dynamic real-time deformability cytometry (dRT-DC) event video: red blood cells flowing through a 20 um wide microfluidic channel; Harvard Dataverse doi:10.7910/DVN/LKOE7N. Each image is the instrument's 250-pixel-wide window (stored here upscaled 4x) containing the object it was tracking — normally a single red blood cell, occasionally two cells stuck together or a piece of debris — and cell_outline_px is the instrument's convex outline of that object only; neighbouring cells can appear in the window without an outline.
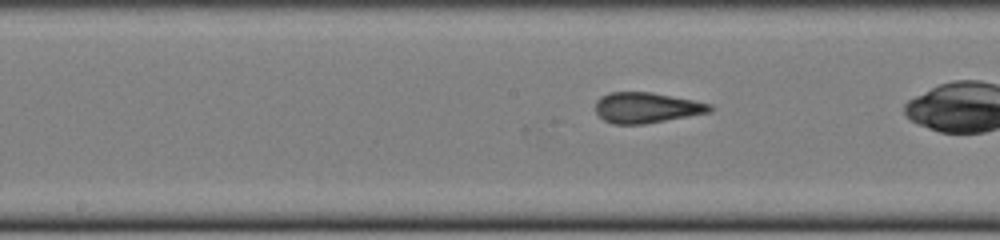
{"species": "common noctule bat (a hibernating species)", "species_latin": "Nyctalus noctula", "temperature_condition": "cold", "stored_images_in_passage": 31, "camera_frame_rate_fps": 3000, "um_per_image_px": 0.085, "animal": {"sex": "female", "body_mass_g": 22.0, "forearm_length_mm": 56.7}, "frame": {"image": 1, "passage_image": 16, "time_ms": 5.0, "image_size_px": [1000, 240], "cell_outline_px": [[712, 108], [708, 112], [644, 124], [612, 124], [604, 120], [596, 112], [596, 100], [600, 96], [608, 92], [652, 92], [712, 104]], "centroid_in_image_um": [54.89, 9.14], "position_along_channel_um": 193.3, "area_um2": 20.17}}
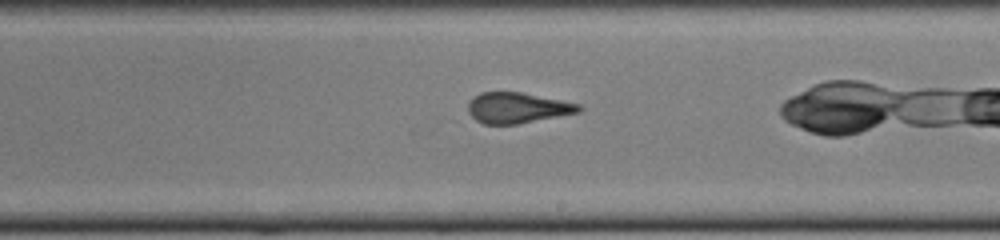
{"frame": {"image": 2, "passage_image": 20, "time_ms": 6.333, "image_size_px": [1000, 240], "cell_outline_px": [[584, 108], [580, 112], [516, 124], [484, 124], [476, 120], [468, 112], [468, 104], [472, 96], [480, 92], [520, 92], [580, 104]], "centroid_in_image_um": [43.96, 9.16], "position_along_channel_um": 245.0, "area_um2": 19.71}}